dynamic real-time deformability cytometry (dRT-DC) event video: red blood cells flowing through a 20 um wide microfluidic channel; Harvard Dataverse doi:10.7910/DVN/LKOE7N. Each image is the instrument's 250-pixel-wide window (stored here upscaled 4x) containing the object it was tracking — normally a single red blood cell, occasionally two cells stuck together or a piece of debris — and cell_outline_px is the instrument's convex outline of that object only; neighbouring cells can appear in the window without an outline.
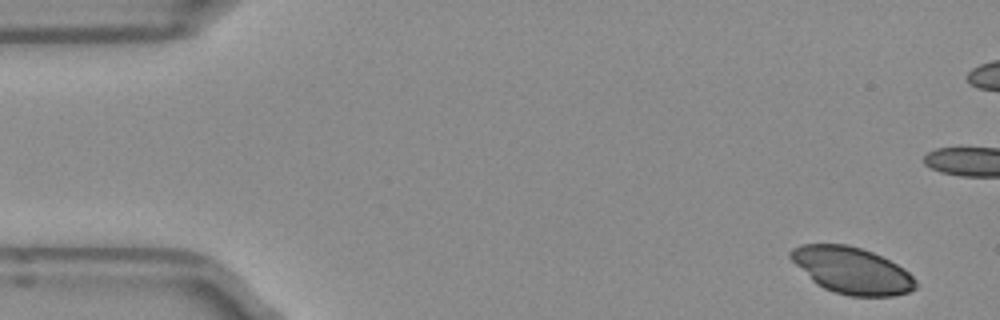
{"species": "Egyptian fruit bat (a non-hibernating species)", "species_latin": "Rousettus aegyptiacus", "temperature_condition": "room temperature", "stored_images_in_passage": 50, "camera_frame_rate_fps": 3000, "um_per_image_px": 0.085, "frame": {"image": 1, "passage_image": 1, "time_ms": 0.0, "image_size_px": [1000, 320], "cell_outline_px": [[916, 288], [908, 292], [892, 296], [848, 296], [832, 292], [816, 284], [788, 256], [788, 252], [792, 248], [800, 244], [848, 244], [872, 252], [904, 268], [916, 280]], "centroid_in_image_um": [72.39, 22.99], "position_along_channel_um": 12.6, "area_um2": 33.81}}